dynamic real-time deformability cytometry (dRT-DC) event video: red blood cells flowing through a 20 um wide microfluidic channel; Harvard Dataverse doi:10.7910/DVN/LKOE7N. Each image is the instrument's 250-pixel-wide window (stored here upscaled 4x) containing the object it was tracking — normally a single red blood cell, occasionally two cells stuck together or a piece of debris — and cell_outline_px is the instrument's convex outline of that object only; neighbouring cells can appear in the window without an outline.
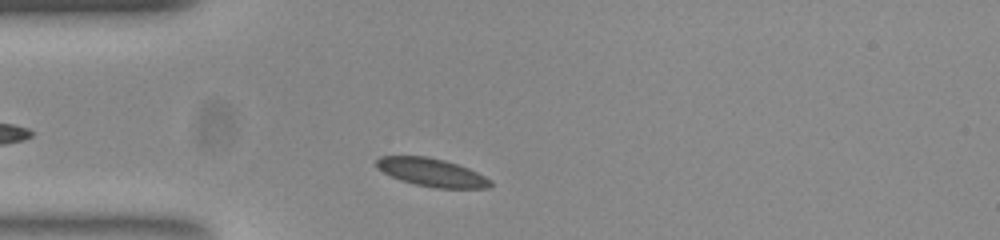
{"species": "common noctule bat (a hibernating species)", "species_latin": "Nyctalus noctula", "temperature_condition": "room temperature", "stored_images_in_passage": 38, "camera_frame_rate_fps": 3000, "um_per_image_px": 0.085, "animal": {"sex": "female", "body_mass_g": 23.0, "forearm_length_mm": 53.4}, "frame": {"image": 1, "passage_image": 3, "time_ms": 0.667, "image_size_px": [1000, 240], "cell_outline_px": [[492, 188], [436, 188], [416, 184], [400, 180], [376, 168], [376, 160], [380, 156], [428, 156], [444, 160], [468, 168], [492, 180]], "centroid_in_image_um": [36.7, 14.65], "position_along_channel_um": 48.3, "area_um2": 18.61}}
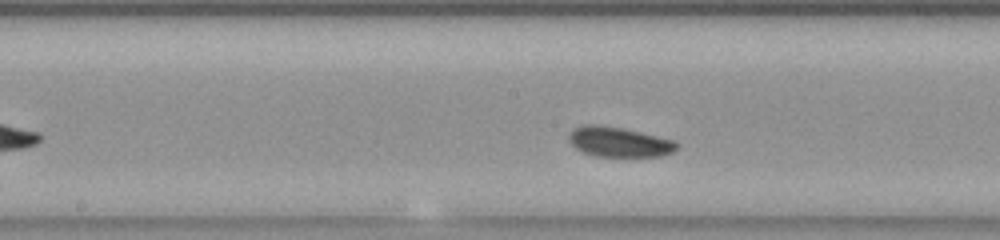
{"frame": {"image": 2, "passage_image": 16, "time_ms": 5.0, "image_size_px": [1000, 240], "cell_outline_px": [[680, 144], [672, 152], [664, 156], [592, 156], [576, 148], [568, 140], [568, 132], [572, 128], [584, 124], [592, 124], [620, 128], [640, 132], [672, 140]], "centroid_in_image_um": [52.57, 12.06], "position_along_channel_um": 195.6, "area_um2": 18.73}}
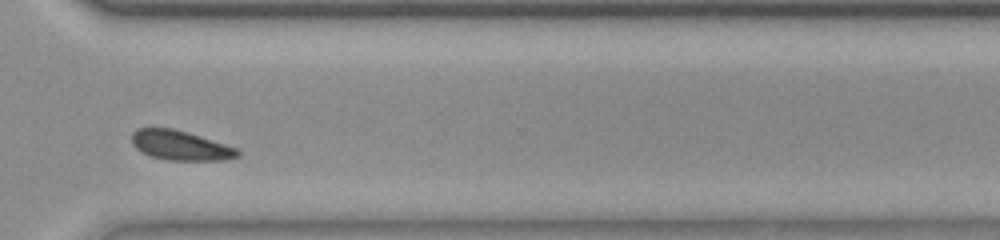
{"frame": {"image": 3, "passage_image": 29, "time_ms": 9.333, "image_size_px": [1000, 240], "cell_outline_px": [[240, 156], [224, 160], [168, 160], [152, 156], [136, 148], [132, 144], [132, 132], [136, 128], [172, 128], [224, 144], [236, 148], [240, 152]], "centroid_in_image_um": [15.31, 12.36], "position_along_channel_um": 355.3, "area_um2": 17.92}, "authors_computed_cell_mechanics": {"area_um2": 18.785, "velocity_mm_per_s": 3.6808, "shape_relaxation_time_tau1_ms": 8.8147, "shape_relaxation_time_tau2_ms": 2.6506, "deformation_change_tau1": 0.0868, "deformation_change_tau2": 0.0774}}